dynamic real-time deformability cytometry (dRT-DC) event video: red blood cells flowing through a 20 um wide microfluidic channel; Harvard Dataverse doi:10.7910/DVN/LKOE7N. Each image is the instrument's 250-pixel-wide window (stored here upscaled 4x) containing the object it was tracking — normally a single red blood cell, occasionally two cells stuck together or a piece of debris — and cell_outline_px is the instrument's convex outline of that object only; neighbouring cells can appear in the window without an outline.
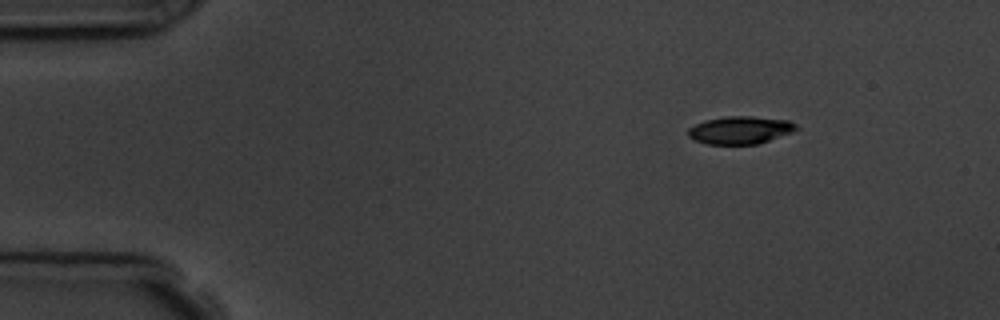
{"species": "common noctule bat (a hibernating species)", "species_latin": "Nyctalus noctula", "temperature_condition": "room temperature", "stored_images_in_passage": 7, "camera_frame_rate_fps": 3000, "um_per_image_px": 0.085, "animal": {"sex": "male", "body_mass_g": 19.5, "forearm_length_mm": 54.6}, "frame": {"image": 1, "passage_image": 1, "time_ms": 0.0, "image_size_px": [1000, 320], "cell_outline_px": [[800, 128], [792, 132], [756, 144], [708, 144], [696, 140], [688, 136], [688, 128], [704, 120], [724, 116], [752, 116], [788, 120], [796, 124]], "centroid_in_image_um": [62.92, 11.04], "position_along_channel_um": 22.1, "area_um2": 17.4}}
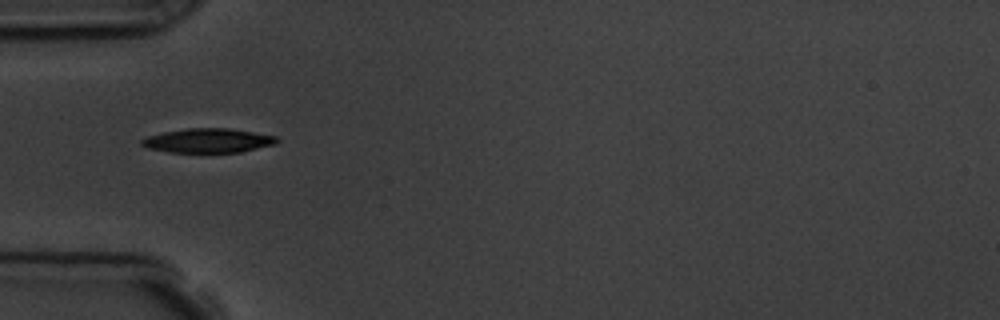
{"frame": {"image": 2, "passage_image": 3, "time_ms": 3.333, "image_size_px": [1000, 320], "cell_outline_px": [[280, 140], [276, 144], [240, 152], [168, 152], [148, 148], [140, 144], [140, 140], [148, 136], [164, 132], [188, 128], [228, 128], [276, 136]], "centroid_in_image_um": [17.69, 11.95], "position_along_channel_um": 67.3, "area_um2": 19.02}}